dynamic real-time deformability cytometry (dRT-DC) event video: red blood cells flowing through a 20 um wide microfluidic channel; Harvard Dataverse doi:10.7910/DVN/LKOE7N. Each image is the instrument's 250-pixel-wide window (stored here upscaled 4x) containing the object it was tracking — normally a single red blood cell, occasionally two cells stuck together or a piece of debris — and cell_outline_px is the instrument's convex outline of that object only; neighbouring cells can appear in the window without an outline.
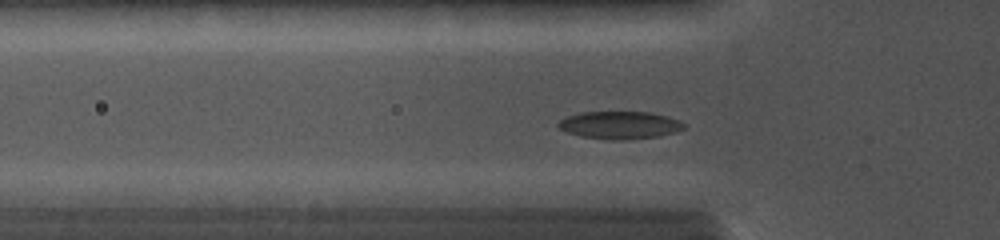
{"species": "common noctule bat (a hibernating species)", "species_latin": "Nyctalus noctula", "temperature_condition": "cold", "stored_images_in_passage": 39, "camera_frame_rate_fps": 5000, "um_per_image_px": 0.085, "animal": {"sex": "female", "body_mass_g": 19.0, "forearm_length_mm": 56.7}, "frame": {"image": 1, "passage_image": 10, "time_ms": 3.2, "image_size_px": [1000, 240], "cell_outline_px": [[688, 124], [684, 128], [676, 132], [660, 136], [612, 140], [580, 136], [568, 132], [560, 128], [556, 124], [560, 120], [568, 116], [580, 112], [652, 112], [668, 116], [680, 120]], "centroid_in_image_um": [52.73, 10.62], "position_along_channel_um": 73.1, "area_um2": 20.23}}
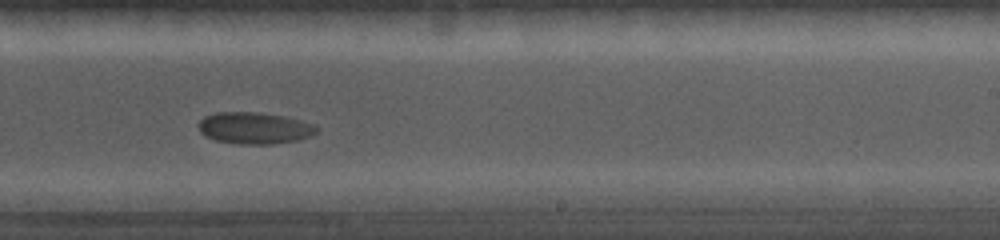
{"frame": {"image": 2, "passage_image": 24, "time_ms": 8.0, "image_size_px": [1000, 240], "cell_outline_px": [[320, 128], [316, 132], [308, 136], [296, 140], [272, 144], [240, 144], [216, 140], [204, 136], [200, 132], [196, 124], [204, 116], [216, 112], [256, 112], [284, 116], [316, 124]], "centroid_in_image_um": [21.6, 10.88], "position_along_channel_um": 267.4, "area_um2": 21.91}}
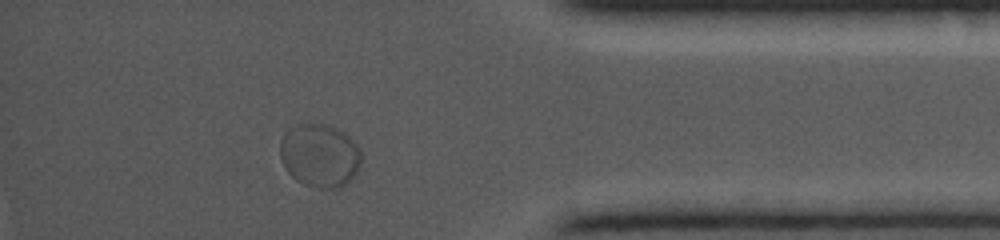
{"frame": {"image": 3, "passage_image": 35, "time_ms": 11.8, "image_size_px": [1000, 240], "cell_outline_px": [[360, 168], [340, 188], [320, 188], [304, 184], [296, 180], [288, 172], [280, 156], [280, 140], [284, 132], [288, 128], [296, 124], [328, 124], [344, 132], [360, 148]], "centroid_in_image_um": [27.15, 13.19], "position_along_channel_um": 408.0, "area_um2": 29.94}}